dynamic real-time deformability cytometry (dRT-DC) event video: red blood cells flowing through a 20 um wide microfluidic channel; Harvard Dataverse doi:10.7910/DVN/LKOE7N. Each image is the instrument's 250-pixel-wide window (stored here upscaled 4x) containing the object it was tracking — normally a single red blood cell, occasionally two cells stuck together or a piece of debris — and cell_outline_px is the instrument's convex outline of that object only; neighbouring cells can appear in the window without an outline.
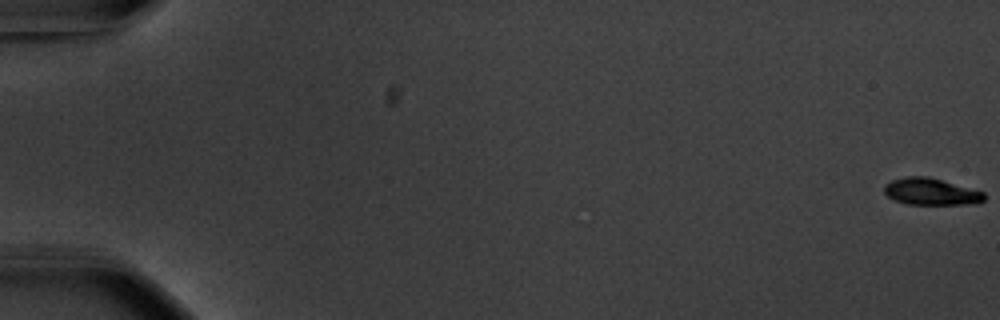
{"species": "common noctule bat (a hibernating species)", "species_latin": "Nyctalus noctula", "temperature_condition": "warm", "stored_images_in_passage": 57, "camera_frame_rate_fps": 3000, "um_per_image_px": 0.085, "animal": {"sex": "male", "body_mass_g": 20.1, "forearm_length_mm": 53.5}, "frame": {"image": 1, "passage_image": 1, "time_ms": 0.0, "image_size_px": [1000, 320], "cell_outline_px": [[984, 200], [968, 204], [908, 204], [896, 200], [888, 196], [884, 192], [884, 184], [892, 180], [908, 176], [928, 176], [984, 192]], "centroid_in_image_um": [79.1, 16.28], "position_along_channel_um": 5.9, "area_um2": 15.37}}
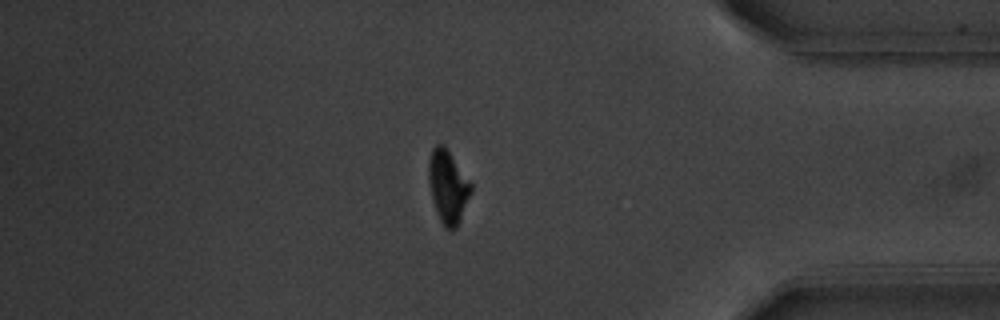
{"frame": {"image": 2, "passage_image": 49, "time_ms": 16.0, "image_size_px": [1000, 320], "cell_outline_px": [[472, 192], [460, 220], [456, 228], [452, 232], [444, 228], [436, 212], [428, 180], [428, 160], [432, 148], [436, 144], [444, 144], [472, 184]], "centroid_in_image_um": [38.07, 15.87], "position_along_channel_um": 397.1, "area_um2": 18.15}}
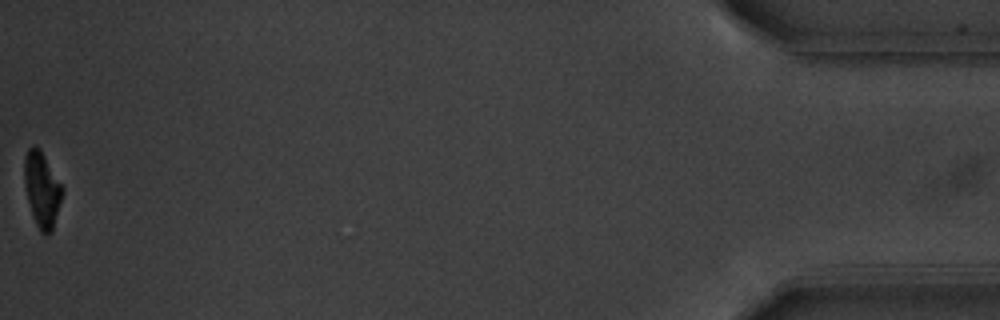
{"frame": {"image": 3, "passage_image": 57, "time_ms": 18.667, "image_size_px": [1000, 320], "cell_outline_px": [[64, 192], [52, 232], [44, 236], [40, 232], [36, 224], [28, 200], [24, 184], [24, 160], [28, 148], [40, 148], [64, 188]], "centroid_in_image_um": [3.59, 16.14], "position_along_channel_um": 431.6, "area_um2": 16.65}, "authors_computed_cell_mechanics": {"area_um2": 17.6868, "velocity_mm_per_s": 3.7134, "shape_relaxation_time_tau1_ms": 2.2967, "shape_relaxation_time_tau2_ms": 3.6125, "deformation_change_tau1": 0.139, "deformation_change_tau2": 0.075}}